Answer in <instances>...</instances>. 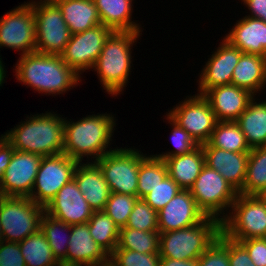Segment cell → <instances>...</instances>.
Segmentation results:
<instances>
[{
    "mask_svg": "<svg viewBox=\"0 0 266 266\" xmlns=\"http://www.w3.org/2000/svg\"><path fill=\"white\" fill-rule=\"evenodd\" d=\"M15 76L23 85L46 95L64 94L79 85L82 77L60 55L37 52L20 55L15 66Z\"/></svg>",
    "mask_w": 266,
    "mask_h": 266,
    "instance_id": "obj_1",
    "label": "cell"
},
{
    "mask_svg": "<svg viewBox=\"0 0 266 266\" xmlns=\"http://www.w3.org/2000/svg\"><path fill=\"white\" fill-rule=\"evenodd\" d=\"M115 122L113 115L107 113L88 115L76 122L64 118L63 153L78 162H82L85 156L93 160L95 158L96 162L104 154L113 151L109 146Z\"/></svg>",
    "mask_w": 266,
    "mask_h": 266,
    "instance_id": "obj_2",
    "label": "cell"
},
{
    "mask_svg": "<svg viewBox=\"0 0 266 266\" xmlns=\"http://www.w3.org/2000/svg\"><path fill=\"white\" fill-rule=\"evenodd\" d=\"M51 111L27 116L10 131L2 134L14 149L41 155L54 156L63 153L64 117Z\"/></svg>",
    "mask_w": 266,
    "mask_h": 266,
    "instance_id": "obj_3",
    "label": "cell"
},
{
    "mask_svg": "<svg viewBox=\"0 0 266 266\" xmlns=\"http://www.w3.org/2000/svg\"><path fill=\"white\" fill-rule=\"evenodd\" d=\"M140 35L141 32L113 31L106 39L92 69L108 94L117 96L126 86L132 72L131 48Z\"/></svg>",
    "mask_w": 266,
    "mask_h": 266,
    "instance_id": "obj_4",
    "label": "cell"
},
{
    "mask_svg": "<svg viewBox=\"0 0 266 266\" xmlns=\"http://www.w3.org/2000/svg\"><path fill=\"white\" fill-rule=\"evenodd\" d=\"M220 233L221 221L209 216L193 226L160 233V257L178 260L198 259Z\"/></svg>",
    "mask_w": 266,
    "mask_h": 266,
    "instance_id": "obj_5",
    "label": "cell"
},
{
    "mask_svg": "<svg viewBox=\"0 0 266 266\" xmlns=\"http://www.w3.org/2000/svg\"><path fill=\"white\" fill-rule=\"evenodd\" d=\"M231 212L221 221V232L239 242L251 238H266V202L258 195L238 193Z\"/></svg>",
    "mask_w": 266,
    "mask_h": 266,
    "instance_id": "obj_6",
    "label": "cell"
},
{
    "mask_svg": "<svg viewBox=\"0 0 266 266\" xmlns=\"http://www.w3.org/2000/svg\"><path fill=\"white\" fill-rule=\"evenodd\" d=\"M45 207L29 197L0 195V227L2 240L21 242L40 229Z\"/></svg>",
    "mask_w": 266,
    "mask_h": 266,
    "instance_id": "obj_7",
    "label": "cell"
},
{
    "mask_svg": "<svg viewBox=\"0 0 266 266\" xmlns=\"http://www.w3.org/2000/svg\"><path fill=\"white\" fill-rule=\"evenodd\" d=\"M189 191L206 216L220 221L226 217L225 211L230 212L238 195V191L220 173L206 164Z\"/></svg>",
    "mask_w": 266,
    "mask_h": 266,
    "instance_id": "obj_8",
    "label": "cell"
},
{
    "mask_svg": "<svg viewBox=\"0 0 266 266\" xmlns=\"http://www.w3.org/2000/svg\"><path fill=\"white\" fill-rule=\"evenodd\" d=\"M33 7L36 52L60 55L70 41L71 32L56 3L46 0L28 2Z\"/></svg>",
    "mask_w": 266,
    "mask_h": 266,
    "instance_id": "obj_9",
    "label": "cell"
},
{
    "mask_svg": "<svg viewBox=\"0 0 266 266\" xmlns=\"http://www.w3.org/2000/svg\"><path fill=\"white\" fill-rule=\"evenodd\" d=\"M139 152L135 148H113L96 161L111 192L137 196L138 169L147 155Z\"/></svg>",
    "mask_w": 266,
    "mask_h": 266,
    "instance_id": "obj_10",
    "label": "cell"
},
{
    "mask_svg": "<svg viewBox=\"0 0 266 266\" xmlns=\"http://www.w3.org/2000/svg\"><path fill=\"white\" fill-rule=\"evenodd\" d=\"M78 163L64 153L42 157L29 198L46 207L57 192L73 179Z\"/></svg>",
    "mask_w": 266,
    "mask_h": 266,
    "instance_id": "obj_11",
    "label": "cell"
},
{
    "mask_svg": "<svg viewBox=\"0 0 266 266\" xmlns=\"http://www.w3.org/2000/svg\"><path fill=\"white\" fill-rule=\"evenodd\" d=\"M187 97L167 115L185 129L198 145H203L209 141L218 121L203 95Z\"/></svg>",
    "mask_w": 266,
    "mask_h": 266,
    "instance_id": "obj_12",
    "label": "cell"
},
{
    "mask_svg": "<svg viewBox=\"0 0 266 266\" xmlns=\"http://www.w3.org/2000/svg\"><path fill=\"white\" fill-rule=\"evenodd\" d=\"M21 51L20 55L36 52L35 16L27 2L0 18V48Z\"/></svg>",
    "mask_w": 266,
    "mask_h": 266,
    "instance_id": "obj_13",
    "label": "cell"
},
{
    "mask_svg": "<svg viewBox=\"0 0 266 266\" xmlns=\"http://www.w3.org/2000/svg\"><path fill=\"white\" fill-rule=\"evenodd\" d=\"M113 31L100 24L91 29L71 35L64 51L62 60L79 75L93 68L100 55L106 39Z\"/></svg>",
    "mask_w": 266,
    "mask_h": 266,
    "instance_id": "obj_14",
    "label": "cell"
},
{
    "mask_svg": "<svg viewBox=\"0 0 266 266\" xmlns=\"http://www.w3.org/2000/svg\"><path fill=\"white\" fill-rule=\"evenodd\" d=\"M42 156L14 149L10 163L0 179L1 196L29 197Z\"/></svg>",
    "mask_w": 266,
    "mask_h": 266,
    "instance_id": "obj_15",
    "label": "cell"
},
{
    "mask_svg": "<svg viewBox=\"0 0 266 266\" xmlns=\"http://www.w3.org/2000/svg\"><path fill=\"white\" fill-rule=\"evenodd\" d=\"M217 50L208 58L199 76L198 91L203 95L216 86L231 84L232 75L242 52L223 38Z\"/></svg>",
    "mask_w": 266,
    "mask_h": 266,
    "instance_id": "obj_16",
    "label": "cell"
},
{
    "mask_svg": "<svg viewBox=\"0 0 266 266\" xmlns=\"http://www.w3.org/2000/svg\"><path fill=\"white\" fill-rule=\"evenodd\" d=\"M45 212L69 225L87 223L94 210L83 197L74 179L65 184L46 205Z\"/></svg>",
    "mask_w": 266,
    "mask_h": 266,
    "instance_id": "obj_17",
    "label": "cell"
},
{
    "mask_svg": "<svg viewBox=\"0 0 266 266\" xmlns=\"http://www.w3.org/2000/svg\"><path fill=\"white\" fill-rule=\"evenodd\" d=\"M205 217L190 191L182 189L158 211V231L163 233L187 228Z\"/></svg>",
    "mask_w": 266,
    "mask_h": 266,
    "instance_id": "obj_18",
    "label": "cell"
},
{
    "mask_svg": "<svg viewBox=\"0 0 266 266\" xmlns=\"http://www.w3.org/2000/svg\"><path fill=\"white\" fill-rule=\"evenodd\" d=\"M253 96L248 90L234 84L216 86L203 94L215 113L217 121H236L247 109Z\"/></svg>",
    "mask_w": 266,
    "mask_h": 266,
    "instance_id": "obj_19",
    "label": "cell"
},
{
    "mask_svg": "<svg viewBox=\"0 0 266 266\" xmlns=\"http://www.w3.org/2000/svg\"><path fill=\"white\" fill-rule=\"evenodd\" d=\"M201 146L205 164L220 173L239 192L245 182L249 152L226 151L208 143Z\"/></svg>",
    "mask_w": 266,
    "mask_h": 266,
    "instance_id": "obj_20",
    "label": "cell"
},
{
    "mask_svg": "<svg viewBox=\"0 0 266 266\" xmlns=\"http://www.w3.org/2000/svg\"><path fill=\"white\" fill-rule=\"evenodd\" d=\"M91 161L86 163L79 162L73 179L76 181L89 206L94 211H101L105 209L111 191L104 178L102 169L92 158Z\"/></svg>",
    "mask_w": 266,
    "mask_h": 266,
    "instance_id": "obj_21",
    "label": "cell"
},
{
    "mask_svg": "<svg viewBox=\"0 0 266 266\" xmlns=\"http://www.w3.org/2000/svg\"><path fill=\"white\" fill-rule=\"evenodd\" d=\"M223 38L242 53L266 57V22L262 19L246 15Z\"/></svg>",
    "mask_w": 266,
    "mask_h": 266,
    "instance_id": "obj_22",
    "label": "cell"
},
{
    "mask_svg": "<svg viewBox=\"0 0 266 266\" xmlns=\"http://www.w3.org/2000/svg\"><path fill=\"white\" fill-rule=\"evenodd\" d=\"M85 266L105 263L109 255L95 242L90 235L87 223L71 225L66 259Z\"/></svg>",
    "mask_w": 266,
    "mask_h": 266,
    "instance_id": "obj_23",
    "label": "cell"
},
{
    "mask_svg": "<svg viewBox=\"0 0 266 266\" xmlns=\"http://www.w3.org/2000/svg\"><path fill=\"white\" fill-rule=\"evenodd\" d=\"M231 84L253 95L266 87V57L242 53L234 68Z\"/></svg>",
    "mask_w": 266,
    "mask_h": 266,
    "instance_id": "obj_24",
    "label": "cell"
},
{
    "mask_svg": "<svg viewBox=\"0 0 266 266\" xmlns=\"http://www.w3.org/2000/svg\"><path fill=\"white\" fill-rule=\"evenodd\" d=\"M168 175L183 190H189L205 165V154L201 145L189 153L164 159Z\"/></svg>",
    "mask_w": 266,
    "mask_h": 266,
    "instance_id": "obj_25",
    "label": "cell"
},
{
    "mask_svg": "<svg viewBox=\"0 0 266 266\" xmlns=\"http://www.w3.org/2000/svg\"><path fill=\"white\" fill-rule=\"evenodd\" d=\"M133 0H94L101 24L116 32H142L132 21Z\"/></svg>",
    "mask_w": 266,
    "mask_h": 266,
    "instance_id": "obj_26",
    "label": "cell"
},
{
    "mask_svg": "<svg viewBox=\"0 0 266 266\" xmlns=\"http://www.w3.org/2000/svg\"><path fill=\"white\" fill-rule=\"evenodd\" d=\"M56 4L62 11L71 34L80 33L101 24L94 0H60Z\"/></svg>",
    "mask_w": 266,
    "mask_h": 266,
    "instance_id": "obj_27",
    "label": "cell"
},
{
    "mask_svg": "<svg viewBox=\"0 0 266 266\" xmlns=\"http://www.w3.org/2000/svg\"><path fill=\"white\" fill-rule=\"evenodd\" d=\"M255 97L251 98L247 109L235 121L250 148L266 146V100L256 102Z\"/></svg>",
    "mask_w": 266,
    "mask_h": 266,
    "instance_id": "obj_28",
    "label": "cell"
},
{
    "mask_svg": "<svg viewBox=\"0 0 266 266\" xmlns=\"http://www.w3.org/2000/svg\"><path fill=\"white\" fill-rule=\"evenodd\" d=\"M87 224L95 242L110 256L118 246L120 228L104 210L94 211Z\"/></svg>",
    "mask_w": 266,
    "mask_h": 266,
    "instance_id": "obj_29",
    "label": "cell"
},
{
    "mask_svg": "<svg viewBox=\"0 0 266 266\" xmlns=\"http://www.w3.org/2000/svg\"><path fill=\"white\" fill-rule=\"evenodd\" d=\"M207 143L231 152L251 151L245 135L235 121H218Z\"/></svg>",
    "mask_w": 266,
    "mask_h": 266,
    "instance_id": "obj_30",
    "label": "cell"
},
{
    "mask_svg": "<svg viewBox=\"0 0 266 266\" xmlns=\"http://www.w3.org/2000/svg\"><path fill=\"white\" fill-rule=\"evenodd\" d=\"M19 245L26 266H53L57 262L40 229L19 242Z\"/></svg>",
    "mask_w": 266,
    "mask_h": 266,
    "instance_id": "obj_31",
    "label": "cell"
},
{
    "mask_svg": "<svg viewBox=\"0 0 266 266\" xmlns=\"http://www.w3.org/2000/svg\"><path fill=\"white\" fill-rule=\"evenodd\" d=\"M266 187V146L251 148L248 155L245 182L238 192L257 195Z\"/></svg>",
    "mask_w": 266,
    "mask_h": 266,
    "instance_id": "obj_32",
    "label": "cell"
},
{
    "mask_svg": "<svg viewBox=\"0 0 266 266\" xmlns=\"http://www.w3.org/2000/svg\"><path fill=\"white\" fill-rule=\"evenodd\" d=\"M40 230L45 235L56 260L66 259L71 225L44 212L40 221ZM62 232H65L66 235L64 233L65 236H63V234H61Z\"/></svg>",
    "mask_w": 266,
    "mask_h": 266,
    "instance_id": "obj_33",
    "label": "cell"
},
{
    "mask_svg": "<svg viewBox=\"0 0 266 266\" xmlns=\"http://www.w3.org/2000/svg\"><path fill=\"white\" fill-rule=\"evenodd\" d=\"M168 176V169L163 159L154 155L146 156L138 169L137 197L143 199L154 187Z\"/></svg>",
    "mask_w": 266,
    "mask_h": 266,
    "instance_id": "obj_34",
    "label": "cell"
},
{
    "mask_svg": "<svg viewBox=\"0 0 266 266\" xmlns=\"http://www.w3.org/2000/svg\"><path fill=\"white\" fill-rule=\"evenodd\" d=\"M160 232L141 231L122 227L116 249H127L139 253H159Z\"/></svg>",
    "mask_w": 266,
    "mask_h": 266,
    "instance_id": "obj_35",
    "label": "cell"
},
{
    "mask_svg": "<svg viewBox=\"0 0 266 266\" xmlns=\"http://www.w3.org/2000/svg\"><path fill=\"white\" fill-rule=\"evenodd\" d=\"M137 199V196L111 192L104 211L121 229L126 226Z\"/></svg>",
    "mask_w": 266,
    "mask_h": 266,
    "instance_id": "obj_36",
    "label": "cell"
},
{
    "mask_svg": "<svg viewBox=\"0 0 266 266\" xmlns=\"http://www.w3.org/2000/svg\"><path fill=\"white\" fill-rule=\"evenodd\" d=\"M125 227L141 231H158V211L138 198Z\"/></svg>",
    "mask_w": 266,
    "mask_h": 266,
    "instance_id": "obj_37",
    "label": "cell"
},
{
    "mask_svg": "<svg viewBox=\"0 0 266 266\" xmlns=\"http://www.w3.org/2000/svg\"><path fill=\"white\" fill-rule=\"evenodd\" d=\"M115 266H159V253H139L127 249H115L109 256Z\"/></svg>",
    "mask_w": 266,
    "mask_h": 266,
    "instance_id": "obj_38",
    "label": "cell"
},
{
    "mask_svg": "<svg viewBox=\"0 0 266 266\" xmlns=\"http://www.w3.org/2000/svg\"><path fill=\"white\" fill-rule=\"evenodd\" d=\"M198 266H230L229 238L221 232L210 247L200 255Z\"/></svg>",
    "mask_w": 266,
    "mask_h": 266,
    "instance_id": "obj_39",
    "label": "cell"
},
{
    "mask_svg": "<svg viewBox=\"0 0 266 266\" xmlns=\"http://www.w3.org/2000/svg\"><path fill=\"white\" fill-rule=\"evenodd\" d=\"M179 185L168 175L154 187L143 200L154 210L159 211L180 191Z\"/></svg>",
    "mask_w": 266,
    "mask_h": 266,
    "instance_id": "obj_40",
    "label": "cell"
},
{
    "mask_svg": "<svg viewBox=\"0 0 266 266\" xmlns=\"http://www.w3.org/2000/svg\"><path fill=\"white\" fill-rule=\"evenodd\" d=\"M166 119L169 121L168 123L173 126V130L171 131V140L173 145L175 146V150H172L170 152H163L164 154H155L154 156L164 160L165 158L189 153L198 146V144L191 138L189 133L177 123H175L167 114Z\"/></svg>",
    "mask_w": 266,
    "mask_h": 266,
    "instance_id": "obj_41",
    "label": "cell"
},
{
    "mask_svg": "<svg viewBox=\"0 0 266 266\" xmlns=\"http://www.w3.org/2000/svg\"><path fill=\"white\" fill-rule=\"evenodd\" d=\"M0 266H26L18 242L0 241Z\"/></svg>",
    "mask_w": 266,
    "mask_h": 266,
    "instance_id": "obj_42",
    "label": "cell"
},
{
    "mask_svg": "<svg viewBox=\"0 0 266 266\" xmlns=\"http://www.w3.org/2000/svg\"><path fill=\"white\" fill-rule=\"evenodd\" d=\"M239 243L247 250L256 266H266V238L240 240Z\"/></svg>",
    "mask_w": 266,
    "mask_h": 266,
    "instance_id": "obj_43",
    "label": "cell"
},
{
    "mask_svg": "<svg viewBox=\"0 0 266 266\" xmlns=\"http://www.w3.org/2000/svg\"><path fill=\"white\" fill-rule=\"evenodd\" d=\"M229 264L230 266H256L247 250L237 241L229 238Z\"/></svg>",
    "mask_w": 266,
    "mask_h": 266,
    "instance_id": "obj_44",
    "label": "cell"
},
{
    "mask_svg": "<svg viewBox=\"0 0 266 266\" xmlns=\"http://www.w3.org/2000/svg\"><path fill=\"white\" fill-rule=\"evenodd\" d=\"M13 146L5 139L3 135L0 137V179L3 177L7 169L11 157L13 155Z\"/></svg>",
    "mask_w": 266,
    "mask_h": 266,
    "instance_id": "obj_45",
    "label": "cell"
},
{
    "mask_svg": "<svg viewBox=\"0 0 266 266\" xmlns=\"http://www.w3.org/2000/svg\"><path fill=\"white\" fill-rule=\"evenodd\" d=\"M248 7L249 17L262 19L266 22V0H241Z\"/></svg>",
    "mask_w": 266,
    "mask_h": 266,
    "instance_id": "obj_46",
    "label": "cell"
},
{
    "mask_svg": "<svg viewBox=\"0 0 266 266\" xmlns=\"http://www.w3.org/2000/svg\"><path fill=\"white\" fill-rule=\"evenodd\" d=\"M159 266H198V259L178 260L161 258Z\"/></svg>",
    "mask_w": 266,
    "mask_h": 266,
    "instance_id": "obj_47",
    "label": "cell"
},
{
    "mask_svg": "<svg viewBox=\"0 0 266 266\" xmlns=\"http://www.w3.org/2000/svg\"><path fill=\"white\" fill-rule=\"evenodd\" d=\"M53 266H85V265L64 259V260H57V262Z\"/></svg>",
    "mask_w": 266,
    "mask_h": 266,
    "instance_id": "obj_48",
    "label": "cell"
},
{
    "mask_svg": "<svg viewBox=\"0 0 266 266\" xmlns=\"http://www.w3.org/2000/svg\"><path fill=\"white\" fill-rule=\"evenodd\" d=\"M4 69L5 68H4V65L2 63V58H0V86H2V84L5 81V77H6V71Z\"/></svg>",
    "mask_w": 266,
    "mask_h": 266,
    "instance_id": "obj_49",
    "label": "cell"
},
{
    "mask_svg": "<svg viewBox=\"0 0 266 266\" xmlns=\"http://www.w3.org/2000/svg\"><path fill=\"white\" fill-rule=\"evenodd\" d=\"M263 201L266 202V187L257 194Z\"/></svg>",
    "mask_w": 266,
    "mask_h": 266,
    "instance_id": "obj_50",
    "label": "cell"
},
{
    "mask_svg": "<svg viewBox=\"0 0 266 266\" xmlns=\"http://www.w3.org/2000/svg\"><path fill=\"white\" fill-rule=\"evenodd\" d=\"M94 266H115L111 261H110V259L107 261V262H105V263H101V264H96V265H94Z\"/></svg>",
    "mask_w": 266,
    "mask_h": 266,
    "instance_id": "obj_51",
    "label": "cell"
},
{
    "mask_svg": "<svg viewBox=\"0 0 266 266\" xmlns=\"http://www.w3.org/2000/svg\"><path fill=\"white\" fill-rule=\"evenodd\" d=\"M46 1L56 3L57 1H60V0H46Z\"/></svg>",
    "mask_w": 266,
    "mask_h": 266,
    "instance_id": "obj_52",
    "label": "cell"
},
{
    "mask_svg": "<svg viewBox=\"0 0 266 266\" xmlns=\"http://www.w3.org/2000/svg\"><path fill=\"white\" fill-rule=\"evenodd\" d=\"M2 240V233H1V227H0V241Z\"/></svg>",
    "mask_w": 266,
    "mask_h": 266,
    "instance_id": "obj_53",
    "label": "cell"
}]
</instances>
